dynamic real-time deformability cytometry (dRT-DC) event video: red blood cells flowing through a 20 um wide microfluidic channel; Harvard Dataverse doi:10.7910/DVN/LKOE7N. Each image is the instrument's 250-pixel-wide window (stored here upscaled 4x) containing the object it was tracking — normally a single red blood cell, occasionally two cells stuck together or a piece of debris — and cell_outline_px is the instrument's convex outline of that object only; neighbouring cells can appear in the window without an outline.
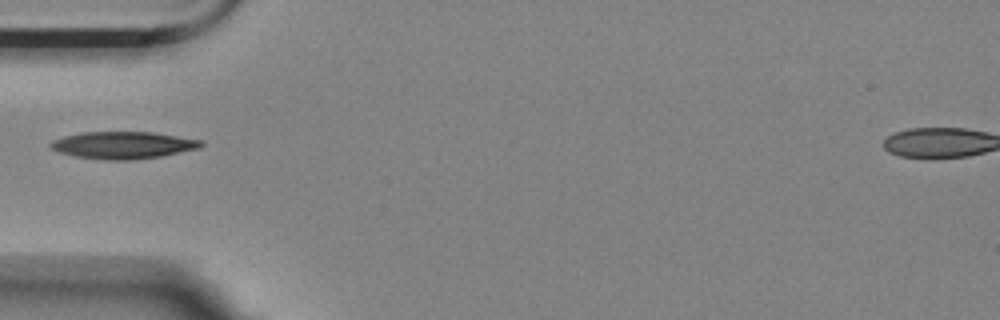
{"species": "Egyptian fruit bat (a non-hibernating species)", "species_latin": "Rousettus aegyptiacus", "temperature_condition": "room temperature", "stored_images_in_passage": 2, "camera_frame_rate_fps": 3000, "um_per_image_px": 0.085, "animal": {"sex": "female"}, "frame": {"image": 1, "passage_image": 1, "time_ms": 0.0, "image_size_px": [1000, 320], "cell_outline_px": [[204, 144], [200, 148], [160, 156], [128, 160], [108, 160], [76, 156], [60, 152], [52, 148], [48, 144], [52, 140], [64, 136], [80, 132], [156, 132], [204, 140]], "centroid_in_image_um": [10.5, 12.32], "position_along_channel_um": 74.5, "area_um2": 23.81}}